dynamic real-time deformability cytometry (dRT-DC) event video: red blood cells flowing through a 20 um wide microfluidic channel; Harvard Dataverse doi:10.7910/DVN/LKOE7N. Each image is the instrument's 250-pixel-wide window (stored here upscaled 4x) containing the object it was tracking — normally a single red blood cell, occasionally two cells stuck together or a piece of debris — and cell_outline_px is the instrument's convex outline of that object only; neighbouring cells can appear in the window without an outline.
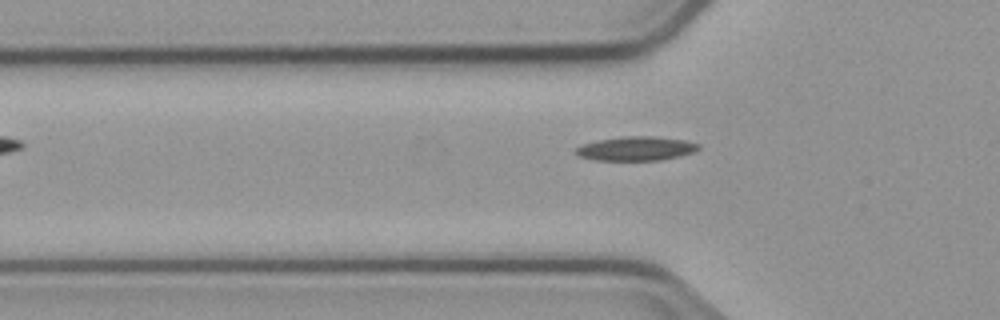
{"species": "common noctule bat (a hibernating species)", "species_latin": "Nyctalus noctula", "temperature_condition": "cold", "stored_images_in_passage": 5, "camera_frame_rate_fps": 3000, "um_per_image_px": 0.085, "animal": {"sex": "male", "body_mass_g": 23.1, "forearm_length_mm": 52.7}, "frame": {"image": 1, "passage_image": 5, "time_ms": 4.667, "image_size_px": [1000, 320], "cell_outline_px": [[700, 148], [696, 152], [680, 156], [660, 160], [596, 160], [580, 156], [576, 152], [576, 148], [584, 144], [600, 140], [624, 136], [652, 136], [684, 140], [700, 144]], "centroid_in_image_um": [54.14, 12.63], "position_along_channel_um": 71.7, "area_um2": 17.05}}